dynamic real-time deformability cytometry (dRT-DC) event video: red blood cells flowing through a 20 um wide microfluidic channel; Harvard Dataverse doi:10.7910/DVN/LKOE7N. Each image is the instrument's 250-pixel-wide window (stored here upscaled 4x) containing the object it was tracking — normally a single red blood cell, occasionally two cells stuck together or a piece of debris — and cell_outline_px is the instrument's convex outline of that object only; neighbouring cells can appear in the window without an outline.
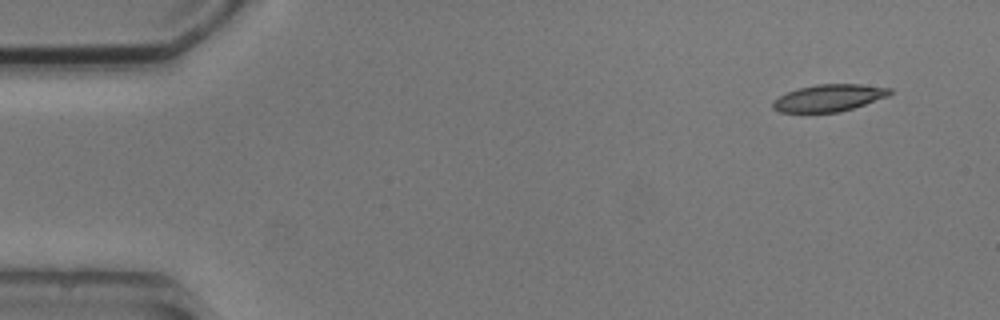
{"species": "common noctule bat (a hibernating species)", "species_latin": "Nyctalus noctula", "temperature_condition": "cold", "stored_images_in_passage": 6, "segment_of_instrument_passage": [2, 2], "camera_frame_rate_fps": 3000, "um_per_image_px": 0.085, "animal": {"sex": "male", "body_mass_g": 20.5, "forearm_length_mm": 52.5}, "frame": {"image": 1, "passage_image": 6, "time_ms": 7.333, "image_size_px": [1000, 320], "cell_outline_px": [[892, 92], [888, 96], [840, 112], [780, 112], [772, 108], [772, 104], [780, 96], [788, 92], [800, 88], [816, 84], [860, 84], [892, 88]], "centroid_in_image_um": [70.48, 8.32], "position_along_channel_um": 14.5, "area_um2": 18.15}}